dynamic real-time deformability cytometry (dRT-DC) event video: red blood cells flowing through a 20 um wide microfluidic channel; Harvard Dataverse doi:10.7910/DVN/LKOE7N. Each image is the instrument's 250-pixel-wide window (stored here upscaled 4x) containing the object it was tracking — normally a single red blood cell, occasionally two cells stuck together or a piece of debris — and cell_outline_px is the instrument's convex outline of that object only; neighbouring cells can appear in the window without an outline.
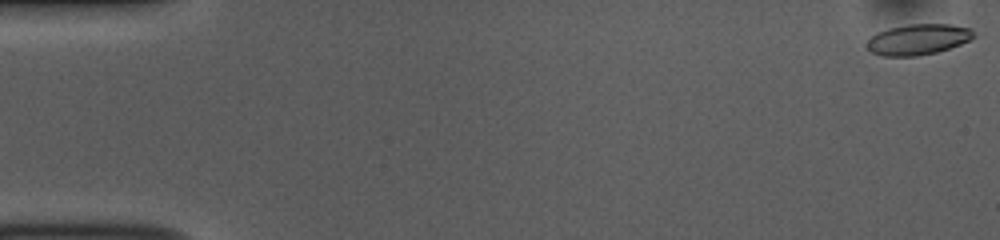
{"species": "common noctule bat (a hibernating species)", "species_latin": "Nyctalus noctula", "temperature_condition": "room temperature", "stored_images_in_passage": 53, "camera_frame_rate_fps": 3000, "um_per_image_px": 0.085, "animal": {"sex": "female", "body_mass_g": 10.0, "forearm_length_mm": 53.1}, "frame": {"image": 1, "passage_image": 1, "time_ms": 0.0, "image_size_px": [1000, 240], "cell_outline_px": [[976, 36], [960, 44], [936, 52], [916, 56], [880, 56], [868, 52], [864, 48], [864, 44], [876, 32], [888, 28], [908, 24], [948, 24], [972, 28]], "centroid_in_image_um": [77.96, 3.35], "position_along_channel_um": 7.0, "area_um2": 19.42}}
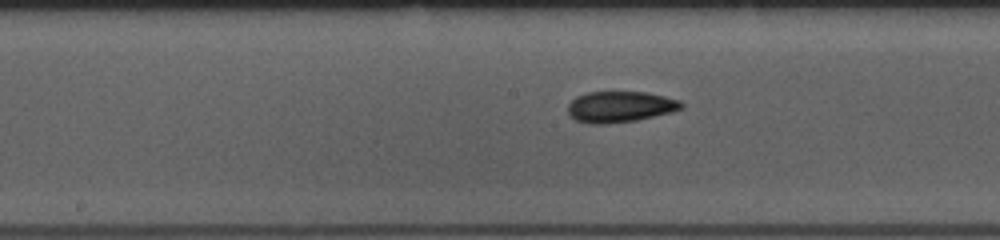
{"frame": {"image": 2, "passage_image": 27, "time_ms": 8.667, "image_size_px": [1000, 240], "cell_outline_px": [[684, 108], [672, 112], [636, 120], [608, 124], [588, 124], [576, 120], [568, 112], [568, 104], [576, 96], [588, 92], [648, 92], [680, 100], [684, 104]], "centroid_in_image_um": [52.72, 9.07], "position_along_channel_um": 195.5, "area_um2": 20.63}}
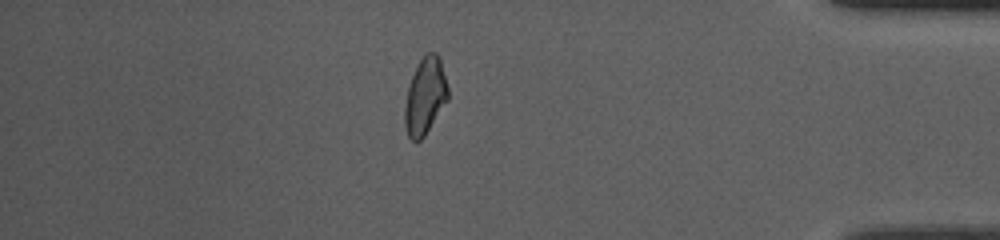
{"frame": {"image": 3, "passage_image": 46, "time_ms": 15.0, "image_size_px": [1000, 240], "cell_outline_px": [[448, 100], [424, 136], [420, 140], [412, 140], [408, 136], [404, 124], [404, 108], [408, 84], [424, 52], [436, 52], [440, 56], [448, 88]], "centroid_in_image_um": [36.13, 8.14], "position_along_channel_um": 399.1, "area_um2": 19.42}, "authors_computed_cell_mechanics": {"area_um2": 19.5942, "velocity_mm_per_s": 3.7869, "shape_relaxation_time_tau1_ms": 5.7447, "shape_relaxation_time_tau2_ms": 2.1894, "deformation_change_tau1": 0.1652, "deformation_change_tau2": 0.0843}}